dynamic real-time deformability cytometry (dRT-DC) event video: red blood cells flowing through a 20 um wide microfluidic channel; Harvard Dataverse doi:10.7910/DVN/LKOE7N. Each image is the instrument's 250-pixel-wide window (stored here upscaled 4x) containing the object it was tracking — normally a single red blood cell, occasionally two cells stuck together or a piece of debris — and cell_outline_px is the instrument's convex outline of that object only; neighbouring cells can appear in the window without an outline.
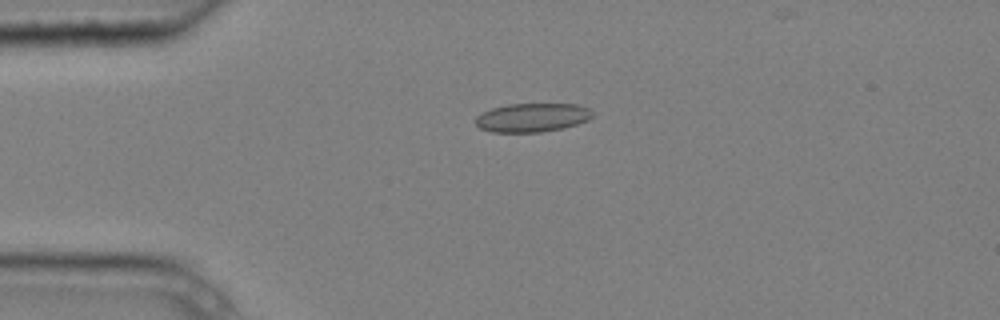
{"species": "common noctule bat (a hibernating species)", "species_latin": "Nyctalus noctula", "temperature_condition": "cold", "stored_images_in_passage": 3, "camera_frame_rate_fps": 3000, "um_per_image_px": 0.085, "animal": {"sex": "male", "body_mass_g": 20.4}, "frame": {"image": 1, "passage_image": 1, "time_ms": 0.0, "image_size_px": [1000, 320], "cell_outline_px": [[592, 116], [588, 120], [564, 128], [540, 132], [492, 132], [480, 128], [476, 124], [476, 116], [492, 108], [508, 104], [580, 104], [588, 108], [592, 112]], "centroid_in_image_um": [45.25, 9.99], "position_along_channel_um": 39.8, "area_um2": 19.54}}
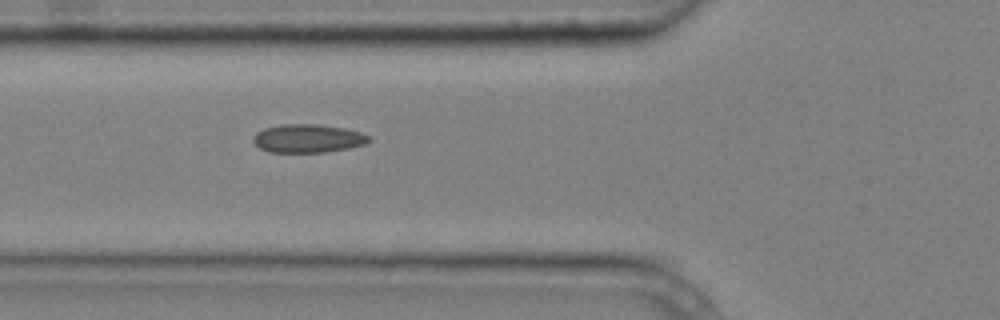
{"frame": {"image": 2, "passage_image": 3, "time_ms": 0.667, "image_size_px": [1000, 320], "cell_outline_px": [[372, 140], [364, 144], [348, 148], [328, 152], [268, 152], [260, 148], [252, 140], [252, 136], [256, 132], [264, 128], [284, 124], [316, 124], [344, 128], [360, 132], [368, 136]], "centroid_in_image_um": [26.14, 11.77], "position_along_channel_um": 99.7, "area_um2": 19.13}}